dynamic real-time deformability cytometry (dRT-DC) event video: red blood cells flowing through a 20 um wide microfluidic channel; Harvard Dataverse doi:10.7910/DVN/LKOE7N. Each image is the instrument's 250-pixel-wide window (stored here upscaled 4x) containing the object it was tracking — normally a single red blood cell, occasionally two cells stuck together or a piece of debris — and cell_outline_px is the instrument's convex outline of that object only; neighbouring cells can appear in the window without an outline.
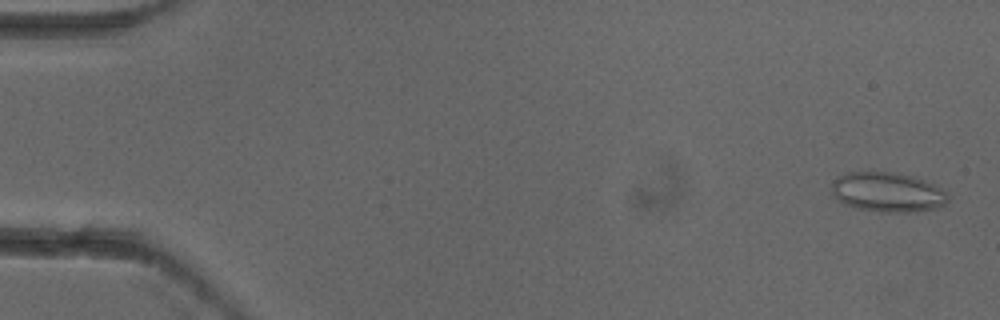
{"species": "common noctule bat (a hibernating species)", "species_latin": "Nyctalus noctula", "temperature_condition": "cold", "stored_images_in_passage": 4, "camera_frame_rate_fps": 3000, "um_per_image_px": 0.085, "animal": {"sex": "female"}, "frame": {"image": 1, "passage_image": 1, "time_ms": 0.0, "image_size_px": [1000, 320], "cell_outline_px": [[948, 200], [944, 204], [936, 208], [912, 212], [880, 212], [856, 208], [844, 204], [836, 200], [832, 196], [832, 180], [836, 176], [848, 172], [896, 172], [924, 180], [948, 192]], "centroid_in_image_um": [75.39, 16.34], "position_along_channel_um": 9.6, "area_um2": 27.11}}